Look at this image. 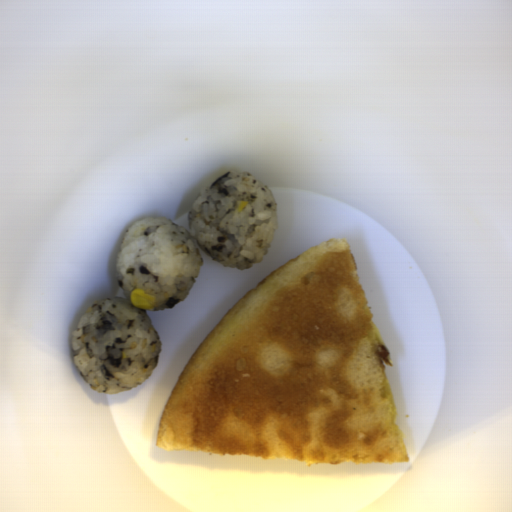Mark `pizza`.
<instances>
[{
    "mask_svg": "<svg viewBox=\"0 0 512 512\" xmlns=\"http://www.w3.org/2000/svg\"><path fill=\"white\" fill-rule=\"evenodd\" d=\"M349 238L312 246L243 295L181 370L157 447L307 465L407 463Z\"/></svg>",
    "mask_w": 512,
    "mask_h": 512,
    "instance_id": "dd6c1bee",
    "label": "pizza"
}]
</instances>
